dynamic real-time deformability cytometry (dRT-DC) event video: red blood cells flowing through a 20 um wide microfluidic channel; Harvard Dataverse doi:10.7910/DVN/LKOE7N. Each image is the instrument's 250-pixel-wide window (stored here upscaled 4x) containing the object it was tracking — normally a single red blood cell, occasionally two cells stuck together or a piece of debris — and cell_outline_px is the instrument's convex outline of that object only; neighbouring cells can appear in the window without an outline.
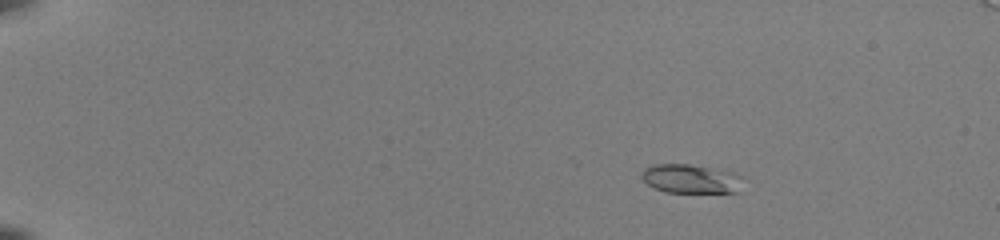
{"species": "common noctule bat (a hibernating species)", "species_latin": "Nyctalus noctula", "temperature_condition": "room temperature", "stored_images_in_passage": 48, "camera_frame_rate_fps": 3000, "um_per_image_px": 0.085, "animal": {"sex": "female", "body_mass_g": 22.0, "forearm_length_mm": 56.7}, "frame": {"image": 1, "passage_image": 4, "time_ms": 1.0, "image_size_px": [1000, 240], "cell_outline_px": [[744, 176], [736, 192], [664, 192], [652, 188], [640, 176], [644, 168], [652, 164], [688, 164], [736, 172]], "centroid_in_image_um": [58.69, 15.18], "position_along_channel_um": 26.3, "area_um2": 17.22}}
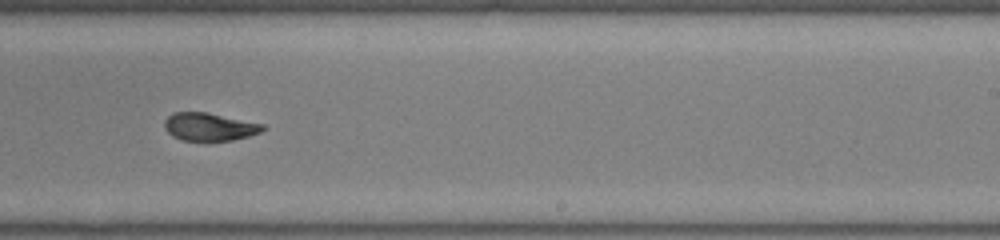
{"frame": {"image": 2, "passage_image": 31, "time_ms": 10.0, "image_size_px": [1000, 240], "cell_outline_px": [[268, 128], [260, 132], [248, 136], [232, 140], [208, 144], [204, 144], [180, 140], [172, 136], [164, 128], [164, 120], [172, 112], [208, 112], [264, 124]], "centroid_in_image_um": [17.78, 10.82], "position_along_channel_um": 271.2, "area_um2": 16.88}}
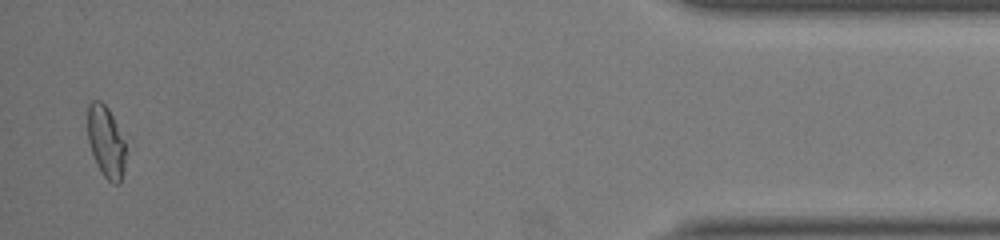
{"frame": {"image": 3, "passage_image": 47, "time_ms": 15.333, "image_size_px": [1000, 240], "cell_outline_px": [[128, 152], [120, 184], [116, 184], [108, 180], [100, 172], [92, 152], [88, 140], [88, 104], [92, 100], [100, 100], [108, 108], [124, 136]], "centroid_in_image_um": [9.05, 12.05], "position_along_channel_um": 426.1, "area_um2": 16.3}, "authors_computed_cell_mechanics": {"area_um2": 16.5597, "velocity_mm_per_s": 4.0176, "shape_relaxation_time_tau1_ms": 5.7878, "shape_relaxation_time_tau2_ms": 2.9209, "deformation_change_tau1": 0.2085, "deformation_change_tau2": 0.0869}}